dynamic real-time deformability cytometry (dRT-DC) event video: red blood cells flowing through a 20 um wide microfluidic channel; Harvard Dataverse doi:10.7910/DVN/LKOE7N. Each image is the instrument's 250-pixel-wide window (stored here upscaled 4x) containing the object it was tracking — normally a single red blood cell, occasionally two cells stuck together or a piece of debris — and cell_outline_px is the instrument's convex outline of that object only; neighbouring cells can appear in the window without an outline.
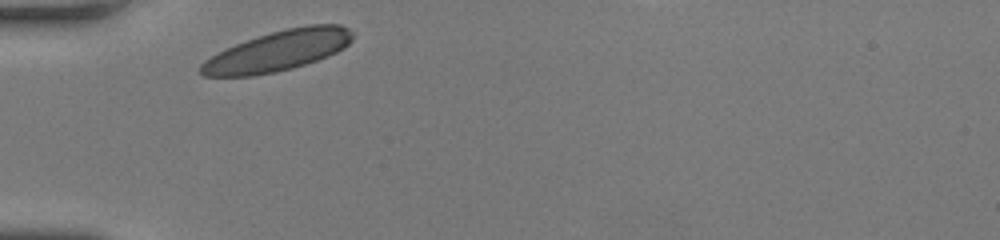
{"species": "human", "species_latin": "Homo sapiens", "temperature_condition": "room temperature", "stored_images_in_passage": 27, "camera_frame_rate_fps": 3000, "um_per_image_px": 0.085, "donor": {"sex": "female"}, "frame": {"image": 1, "passage_image": 1, "time_ms": 0.0, "image_size_px": [1000, 240], "cell_outline_px": [[352, 40], [344, 48], [328, 56], [292, 68], [276, 72], [252, 76], [204, 76], [200, 72], [200, 64], [204, 60], [236, 44], [272, 32], [288, 28], [308, 24], [340, 24], [348, 28], [352, 32]], "centroid_in_image_um": [23.66, 4.32], "position_along_channel_um": 61.3, "area_um2": 35.26}}
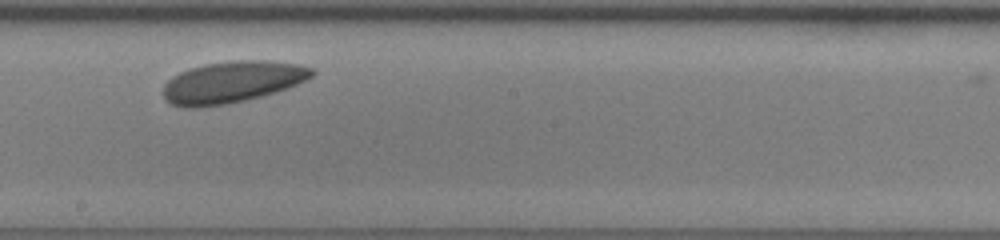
{"frame": {"image": 2, "passage_image": 15, "time_ms": 4.667, "image_size_px": [1000, 240], "cell_outline_px": [[316, 72], [312, 76], [288, 88], [276, 92], [228, 104], [200, 108], [184, 108], [172, 104], [164, 100], [164, 84], [172, 76], [188, 68], [204, 64], [240, 60], [268, 60], [300, 64], [312, 68]], "centroid_in_image_um": [19.71, 6.98], "position_along_channel_um": 228.5, "area_um2": 36.24}}
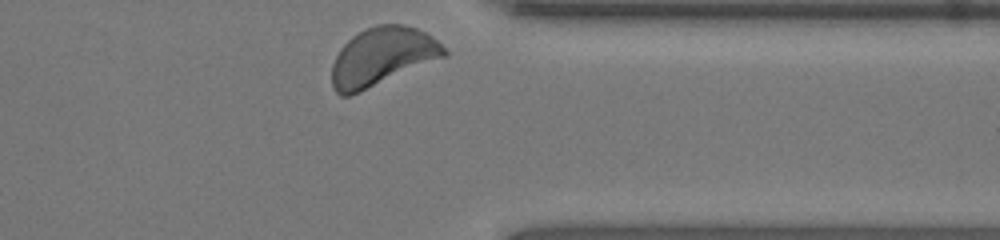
{"frame": {"image": 3, "passage_image": 27, "time_ms": 8.667, "image_size_px": [1000, 240], "cell_outline_px": [[448, 56], [360, 92], [348, 96], [340, 96], [332, 88], [332, 64], [340, 48], [352, 36], [376, 24], [404, 24], [416, 28], [432, 36], [448, 52]], "centroid_in_image_um": [32.48, 4.82], "position_along_channel_um": 378.9, "area_um2": 38.09}, "authors_computed_cell_mechanics": {"area_um2": 35.0846, "velocity_mm_per_s": 3.7994, "shape_relaxation_time_tau1_ms": 2.1707, "shape_relaxation_time_tau2_ms": null, "deformation_change_tau1": 0.0545, "deformation_change_tau2": null}}